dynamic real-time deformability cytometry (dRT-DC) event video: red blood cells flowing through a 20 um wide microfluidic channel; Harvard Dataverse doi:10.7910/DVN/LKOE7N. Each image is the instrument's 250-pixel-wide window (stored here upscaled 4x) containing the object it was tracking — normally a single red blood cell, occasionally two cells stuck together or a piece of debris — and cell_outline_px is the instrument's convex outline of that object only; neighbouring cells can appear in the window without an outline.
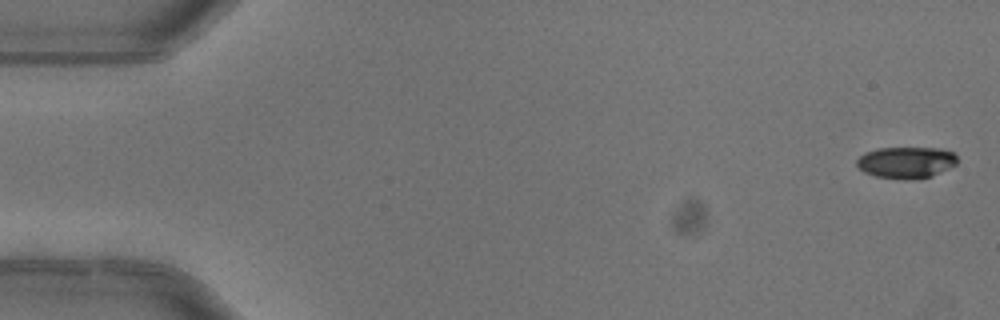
{"species": "common noctule bat (a hibernating species)", "species_latin": "Nyctalus noctula", "temperature_condition": "warm", "stored_images_in_passage": 4, "camera_frame_rate_fps": 3000, "um_per_image_px": 0.085, "animal": {"sex": "female"}, "frame": {"image": 1, "passage_image": 1, "time_ms": 0.0, "image_size_px": [1000, 320], "cell_outline_px": [[956, 164], [932, 176], [912, 180], [904, 180], [876, 176], [864, 172], [856, 164], [856, 160], [864, 152], [880, 148], [940, 148], [952, 152], [956, 156]], "centroid_in_image_um": [77.0, 13.81], "position_along_channel_um": 8.0, "area_um2": 18.44}}
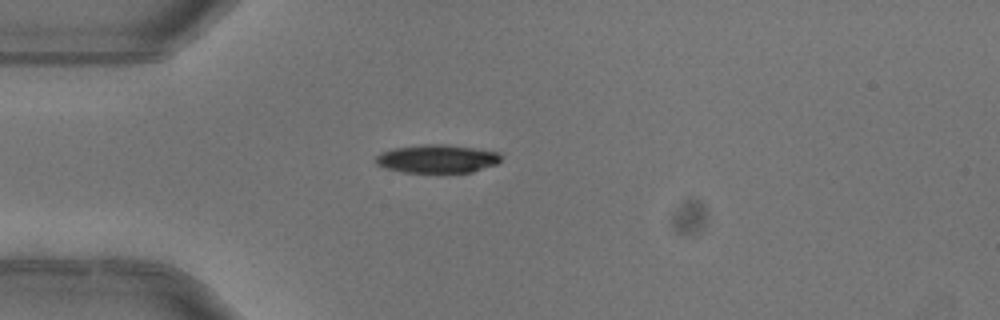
{"frame": {"image": 2, "passage_image": 4, "time_ms": 1.0, "image_size_px": [1000, 320], "cell_outline_px": [[500, 160], [496, 164], [472, 172], [404, 172], [384, 168], [376, 164], [376, 156], [384, 152], [396, 148], [424, 144], [440, 144], [472, 148], [500, 152]], "centroid_in_image_um": [37.16, 13.5], "position_along_channel_um": 47.8, "area_um2": 20.29}}